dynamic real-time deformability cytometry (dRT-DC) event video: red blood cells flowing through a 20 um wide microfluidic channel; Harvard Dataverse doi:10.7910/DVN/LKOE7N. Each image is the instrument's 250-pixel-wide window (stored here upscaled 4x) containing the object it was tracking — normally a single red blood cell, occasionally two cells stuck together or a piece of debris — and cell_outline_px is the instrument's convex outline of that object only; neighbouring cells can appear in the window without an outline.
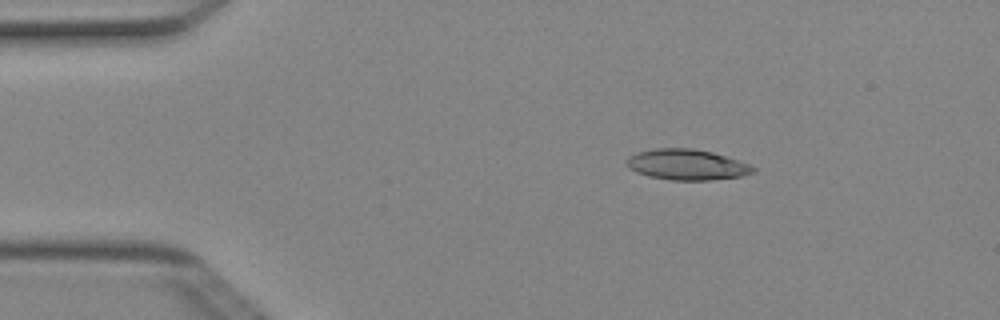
{"species": "Egyptian fruit bat (a non-hibernating species)", "species_latin": "Rousettus aegyptiacus", "temperature_condition": "cold", "stored_images_in_passage": 7, "camera_frame_rate_fps": 3000, "um_per_image_px": 0.085, "animal": {"sex": "female"}, "frame": {"image": 1, "passage_image": 2, "time_ms": 0.333, "image_size_px": [1000, 320], "cell_outline_px": [[756, 172], [744, 176], [712, 180], [672, 180], [648, 176], [636, 172], [628, 168], [624, 164], [628, 156], [636, 152], [652, 148], [692, 148], [712, 152], [728, 156], [748, 164], [756, 168]], "centroid_in_image_um": [58.37, 13.99], "position_along_channel_um": 26.6, "area_um2": 23.0}}
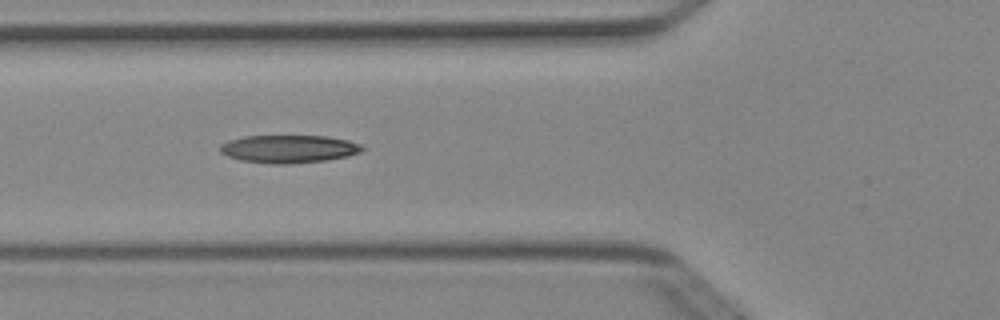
{"frame": {"image": 2, "passage_image": 5, "time_ms": 1.333, "image_size_px": [1000, 320], "cell_outline_px": [[364, 148], [360, 152], [348, 156], [324, 160], [288, 164], [272, 164], [240, 160], [228, 156], [220, 152], [220, 144], [228, 140], [244, 136], [328, 136], [348, 140], [360, 144]], "centroid_in_image_um": [24.52, 12.65], "position_along_channel_um": 101.3, "area_um2": 23.06}}
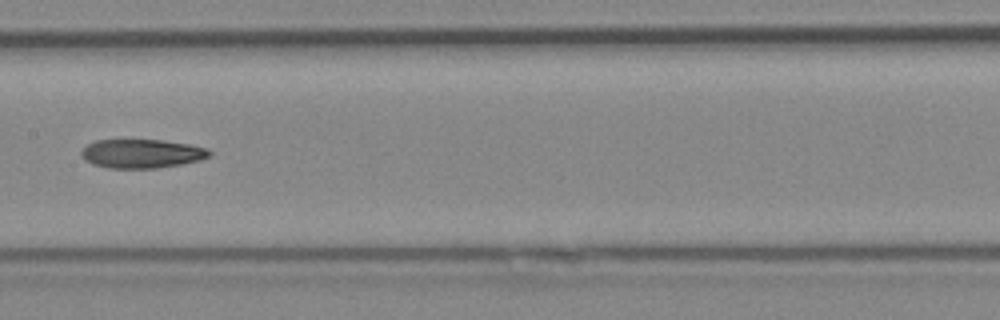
{"frame": {"image": 3, "passage_image": 7, "time_ms": 2.0, "image_size_px": [1000, 320], "cell_outline_px": [[212, 156], [200, 160], [180, 164], [156, 168], [108, 168], [92, 164], [84, 160], [80, 156], [80, 152], [88, 144], [96, 140], [164, 140], [188, 144], [208, 148], [212, 152]], "centroid_in_image_um": [12.05, 13.06], "position_along_channel_um": 195.3, "area_um2": 21.68}}